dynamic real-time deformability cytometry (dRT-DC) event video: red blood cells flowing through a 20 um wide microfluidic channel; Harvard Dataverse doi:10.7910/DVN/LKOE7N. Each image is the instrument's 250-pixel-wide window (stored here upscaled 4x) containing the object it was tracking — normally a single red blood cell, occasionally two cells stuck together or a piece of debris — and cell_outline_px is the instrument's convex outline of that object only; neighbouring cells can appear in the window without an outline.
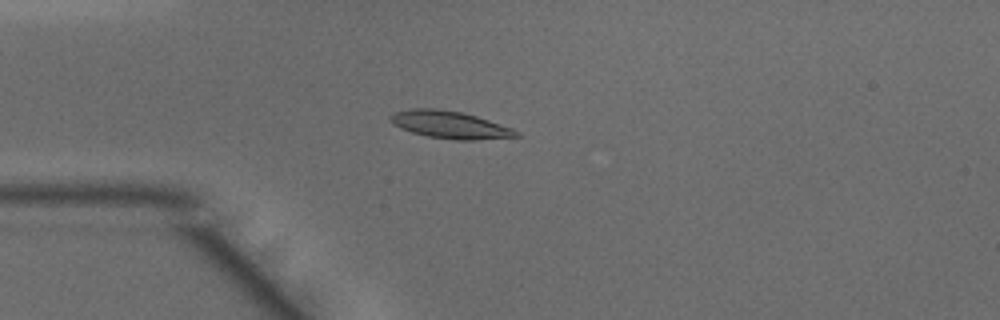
{"species": "common noctule bat (a hibernating species)", "species_latin": "Nyctalus noctula", "temperature_condition": "warm", "stored_images_in_passage": 49, "camera_frame_rate_fps": 3000, "um_per_image_px": 0.085, "animal": {"sex": "male", "body_mass_g": 15.6}, "frame": {"image": 1, "passage_image": 13, "time_ms": 4.0, "image_size_px": [1000, 320], "cell_outline_px": [[520, 136], [476, 140], [456, 140], [428, 136], [412, 132], [400, 128], [392, 124], [388, 116], [392, 112], [408, 108], [436, 108], [460, 112], [476, 116], [512, 128], [520, 132]], "centroid_in_image_um": [38.19, 10.59], "position_along_channel_um": 46.8, "area_um2": 20.17}}
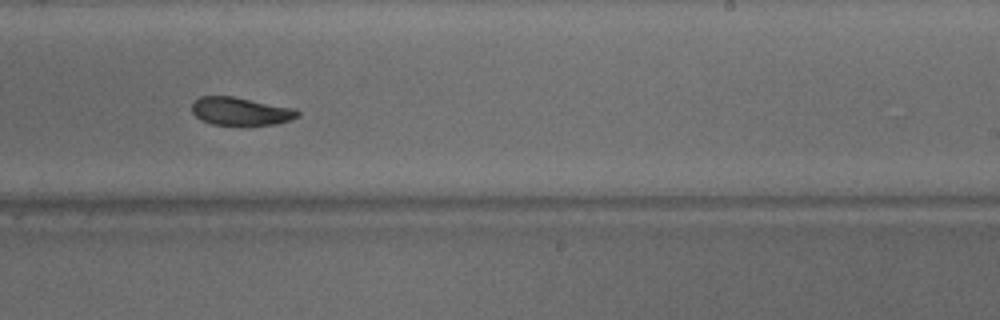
{"frame": {"image": 2, "passage_image": 30, "time_ms": 9.667, "image_size_px": [1000, 320], "cell_outline_px": [[300, 116], [276, 124], [248, 128], [212, 124], [200, 120], [192, 112], [192, 104], [200, 96], [232, 96], [296, 108], [300, 112]], "centroid_in_image_um": [20.48, 9.5], "position_along_channel_um": 268.5, "area_um2": 18.03}}
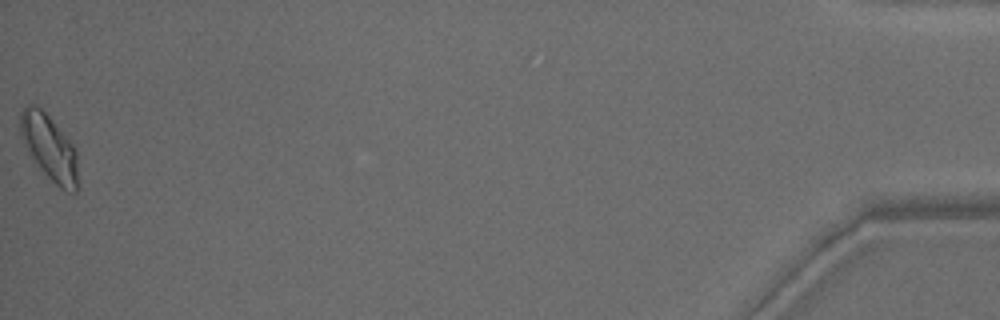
{"frame": {"image": 3, "passage_image": 49, "time_ms": 16.0, "image_size_px": [1000, 320], "cell_outline_px": [[80, 188], [76, 192], [68, 192], [60, 188], [28, 156], [20, 132], [20, 112], [28, 104], [36, 104], [48, 116], [76, 148]], "centroid_in_image_um": [4.22, 12.59], "position_along_channel_um": 431.0, "area_um2": 22.31}, "authors_computed_cell_mechanics": {"area_um2": 18.785, "velocity_mm_per_s": 4.1407, "shape_relaxation_time_tau1_ms": 4.6351, "shape_relaxation_time_tau2_ms": 3.2584, "deformation_change_tau1": 0.1596, "deformation_change_tau2": 0.0553}}